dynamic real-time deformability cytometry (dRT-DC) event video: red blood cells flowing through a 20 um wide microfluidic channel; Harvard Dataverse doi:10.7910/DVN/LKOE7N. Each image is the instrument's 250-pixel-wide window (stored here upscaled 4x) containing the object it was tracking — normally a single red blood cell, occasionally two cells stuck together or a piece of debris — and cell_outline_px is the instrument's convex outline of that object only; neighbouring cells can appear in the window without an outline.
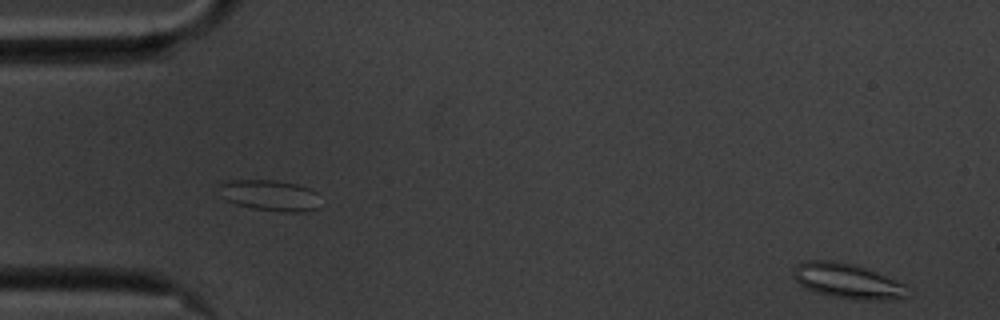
{"species": "common noctule bat (a hibernating species)", "species_latin": "Nyctalus noctula", "temperature_condition": "cold", "stored_images_in_passage": 55, "camera_frame_rate_fps": 3000, "um_per_image_px": 0.085, "animal": {"sex": "male", "body_mass_g": 20.1, "forearm_length_mm": 53.5}, "frame": {"image": 1, "passage_image": 1, "time_ms": 0.0, "image_size_px": [1000, 320], "cell_outline_px": [[912, 296], [900, 300], [856, 300], [816, 292], [800, 284], [792, 276], [792, 272], [804, 260], [832, 260], [856, 264], [868, 268], [904, 284]], "centroid_in_image_um": [72.12, 23.89], "position_along_channel_um": 12.9, "area_um2": 23.52}}
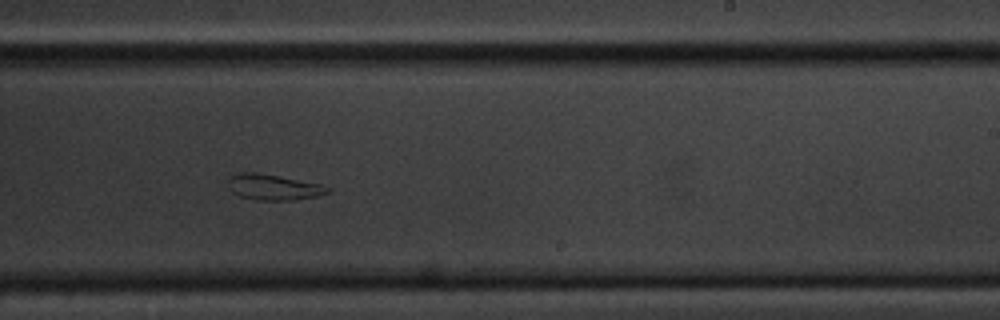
{"frame": {"image": 2, "passage_image": 33, "time_ms": 10.667, "image_size_px": [1000, 320], "cell_outline_px": [[332, 192], [316, 196], [292, 200], [256, 200], [240, 196], [232, 192], [228, 188], [228, 176], [236, 172], [256, 172], [320, 184], [332, 188]], "centroid_in_image_um": [23.2, 15.9], "position_along_channel_um": 265.8, "area_um2": 15.03}}
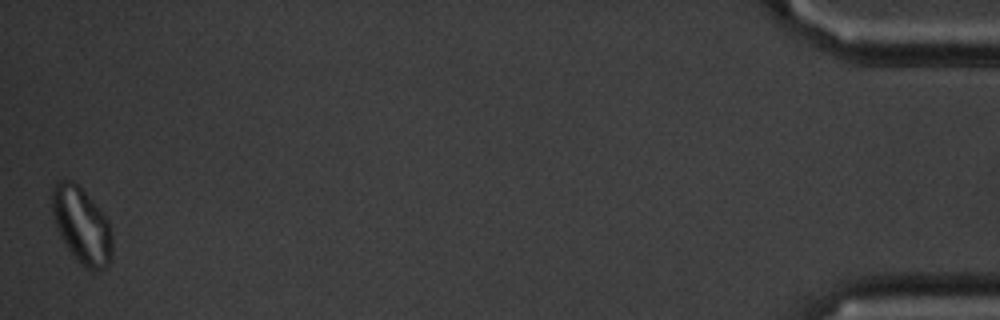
{"frame": {"image": 3, "passage_image": 55, "time_ms": 18.0, "image_size_px": [1000, 320], "cell_outline_px": [[112, 260], [104, 268], [96, 272], [92, 272], [84, 268], [80, 264], [68, 248], [60, 236], [52, 212], [52, 188], [60, 180], [72, 180], [88, 196], [108, 220], [112, 236]], "centroid_in_image_um": [6.96, 19.22], "position_along_channel_um": 428.2, "area_um2": 26.53}, "authors_computed_cell_mechanics": {"area_um2": 19.941, "velocity_mm_per_s": 3.4595, "shape_relaxation_time_tau1_ms": null, "shape_relaxation_time_tau2_ms": 2.7983, "deformation_change_tau1": null, "deformation_change_tau2": 0.0917}}